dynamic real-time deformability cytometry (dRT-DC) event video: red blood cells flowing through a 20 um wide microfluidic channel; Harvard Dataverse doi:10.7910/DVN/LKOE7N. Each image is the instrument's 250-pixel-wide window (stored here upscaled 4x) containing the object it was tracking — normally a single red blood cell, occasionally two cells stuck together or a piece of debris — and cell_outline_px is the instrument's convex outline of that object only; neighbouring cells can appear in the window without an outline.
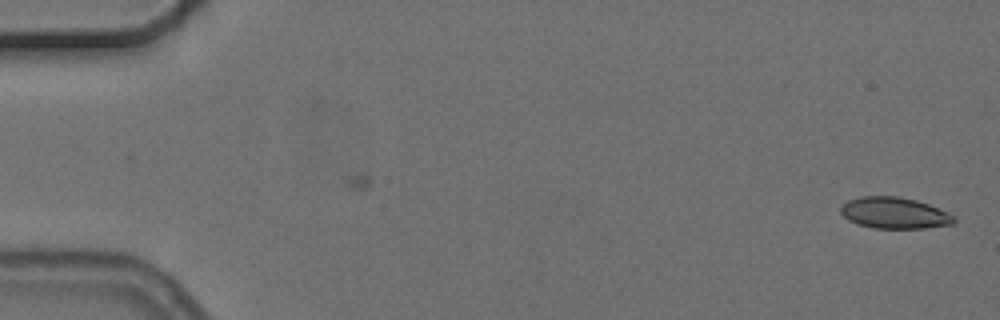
{"species": "common noctule bat (a hibernating species)", "species_latin": "Nyctalus noctula", "temperature_condition": "cold", "stored_images_in_passage": 2, "camera_frame_rate_fps": 3000, "um_per_image_px": 0.085, "animal": {"sex": "female", "body_mass_g": 24.6, "forearm_length_mm": 56.2}, "frame": {"image": 1, "passage_image": 2, "time_ms": 1.333, "image_size_px": [1000, 320], "cell_outline_px": [[956, 220], [952, 224], [924, 228], [872, 228], [848, 220], [840, 212], [840, 208], [848, 200], [860, 196], [896, 196], [916, 200], [928, 204], [952, 216]], "centroid_in_image_um": [75.97, 18.1], "position_along_channel_um": 9.0, "area_um2": 20.35}}